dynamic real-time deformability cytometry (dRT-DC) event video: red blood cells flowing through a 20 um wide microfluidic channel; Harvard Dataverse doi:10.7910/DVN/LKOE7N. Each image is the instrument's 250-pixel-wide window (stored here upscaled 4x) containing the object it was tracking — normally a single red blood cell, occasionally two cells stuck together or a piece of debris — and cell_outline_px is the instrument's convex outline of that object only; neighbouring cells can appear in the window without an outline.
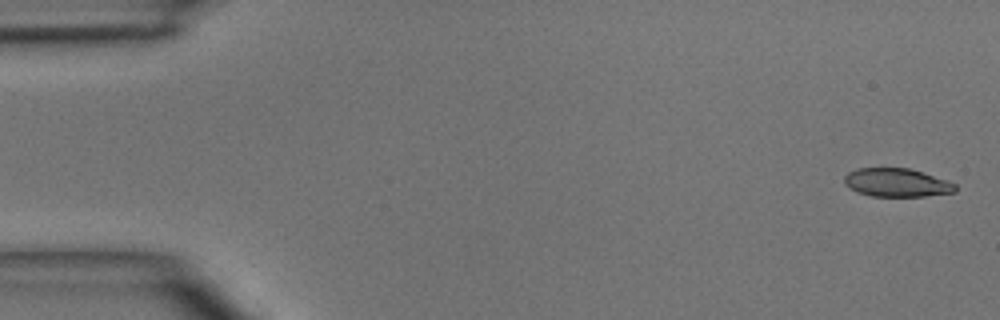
{"species": "common noctule bat (a hibernating species)", "species_latin": "Nyctalus noctula", "temperature_condition": "room temperature", "stored_images_in_passage": 5, "camera_frame_rate_fps": 3000, "um_per_image_px": 0.085, "animal": {"sex": "male", "body_mass_g": 15.6}, "frame": {"image": 1, "passage_image": 1, "time_ms": 0.0, "image_size_px": [1000, 320], "cell_outline_px": [[956, 192], [924, 196], [872, 196], [856, 192], [848, 188], [844, 184], [844, 176], [848, 172], [856, 168], [908, 168], [948, 180], [956, 184]], "centroid_in_image_um": [76.19, 15.52], "position_along_channel_um": 8.8, "area_um2": 18.5}}
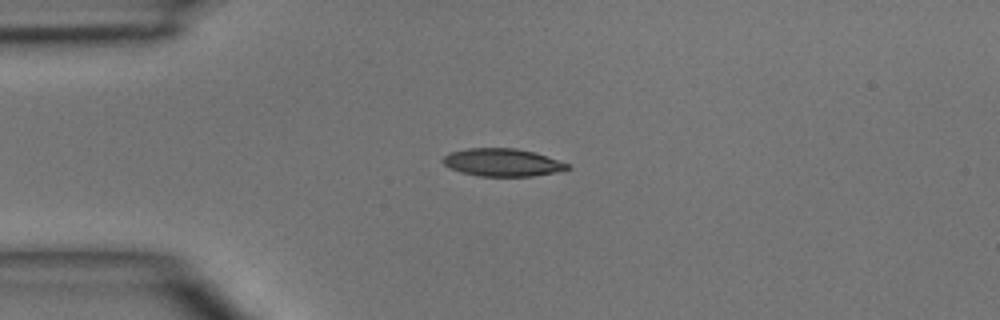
{"frame": {"image": 2, "passage_image": 4, "time_ms": 3.333, "image_size_px": [1000, 320], "cell_outline_px": [[572, 168], [556, 172], [532, 176], [480, 176], [460, 172], [444, 164], [440, 160], [444, 156], [452, 152], [468, 148], [516, 148], [536, 152], [568, 164]], "centroid_in_image_um": [42.71, 13.8], "position_along_channel_um": 42.3, "area_um2": 20.06}}
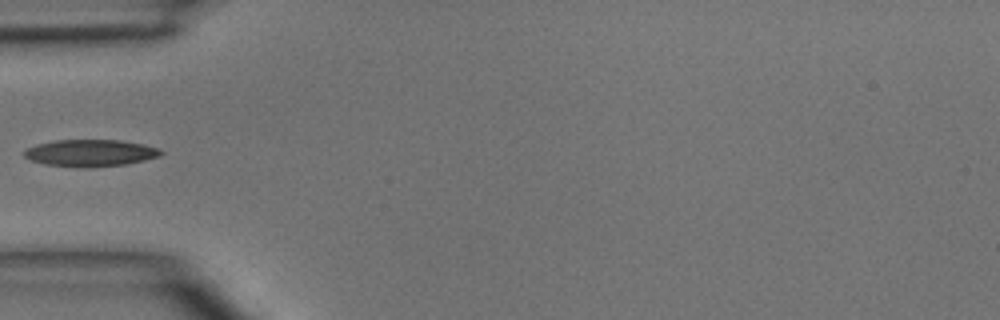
{"frame": {"image": 3, "passage_image": 5, "time_ms": 4.667, "image_size_px": [1000, 320], "cell_outline_px": [[164, 152], [160, 156], [144, 160], [124, 164], [88, 168], [44, 164], [32, 160], [24, 156], [24, 152], [28, 148], [36, 144], [56, 140], [120, 140], [144, 144], [160, 148]], "centroid_in_image_um": [7.72, 13.0], "position_along_channel_um": 77.3, "area_um2": 21.39}}